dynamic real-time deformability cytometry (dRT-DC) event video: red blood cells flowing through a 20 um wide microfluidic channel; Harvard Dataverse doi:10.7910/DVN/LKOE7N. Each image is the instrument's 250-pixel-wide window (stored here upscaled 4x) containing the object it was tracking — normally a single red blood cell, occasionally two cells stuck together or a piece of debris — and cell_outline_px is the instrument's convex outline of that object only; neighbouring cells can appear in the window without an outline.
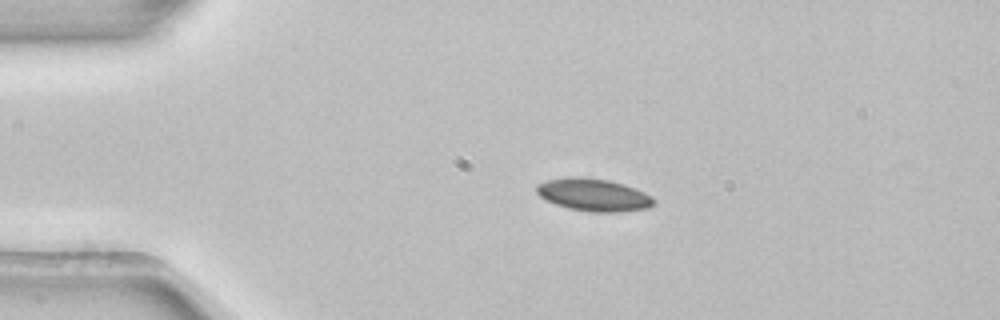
{"species": "common noctule bat (a hibernating species)", "species_latin": "Nyctalus noctula", "temperature_condition": "room temperature", "stored_images_in_passage": 3, "camera_frame_rate_fps": 3000, "um_per_image_px": 0.085, "animal": {"sex": "female", "body_mass_g": 22.7, "forearm_length_mm": 54.2}, "frame": {"image": 1, "passage_image": 2, "time_ms": 0.333, "image_size_px": [1000, 320], "cell_outline_px": [[656, 204], [648, 208], [616, 212], [592, 212], [568, 208], [556, 204], [540, 196], [536, 192], [536, 184], [548, 180], [572, 176], [584, 176], [608, 180], [644, 192], [652, 196], [656, 200]], "centroid_in_image_um": [50.46, 16.56], "position_along_channel_um": 34.5, "area_um2": 22.14}}